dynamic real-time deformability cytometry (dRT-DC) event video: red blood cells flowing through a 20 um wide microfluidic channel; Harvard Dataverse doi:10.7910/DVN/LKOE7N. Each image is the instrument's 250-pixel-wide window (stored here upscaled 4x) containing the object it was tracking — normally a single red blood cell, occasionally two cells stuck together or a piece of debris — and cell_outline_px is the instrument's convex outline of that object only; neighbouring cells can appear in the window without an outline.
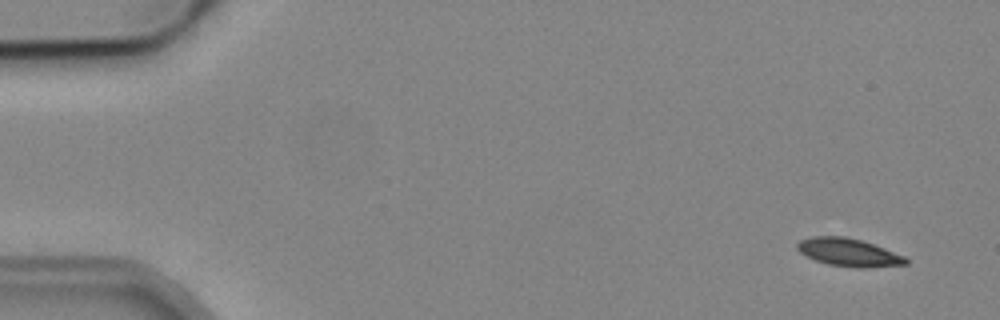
{"species": "common noctule bat (a hibernating species)", "species_latin": "Nyctalus noctula", "temperature_condition": "cold", "stored_images_in_passage": 3, "camera_frame_rate_fps": 3000, "um_per_image_px": 0.085, "animal": {"sex": "male", "body_mass_g": 19.2, "forearm_length_mm": 51.8}, "frame": {"image": 1, "passage_image": 1, "time_ms": 0.0, "image_size_px": [1000, 320], "cell_outline_px": [[908, 264], [868, 268], [856, 268], [828, 264], [816, 260], [800, 252], [796, 248], [796, 244], [800, 240], [812, 236], [844, 236], [860, 240], [884, 248], [904, 256], [908, 260]], "centroid_in_image_um": [72.13, 21.46], "position_along_channel_um": 12.9, "area_um2": 17.57}}